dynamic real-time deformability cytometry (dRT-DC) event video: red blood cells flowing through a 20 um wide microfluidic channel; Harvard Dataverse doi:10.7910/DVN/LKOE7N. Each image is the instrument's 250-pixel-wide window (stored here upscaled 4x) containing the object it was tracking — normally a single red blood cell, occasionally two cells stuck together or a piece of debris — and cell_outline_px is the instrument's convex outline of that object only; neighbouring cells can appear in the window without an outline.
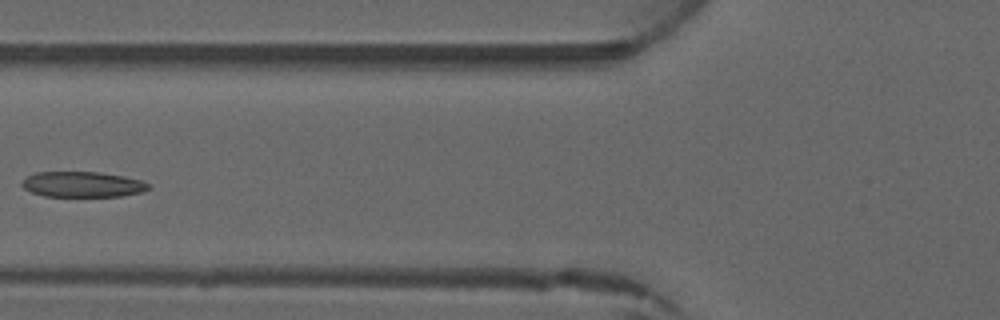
{"species": "common noctule bat (a hibernating species)", "species_latin": "Nyctalus noctula", "temperature_condition": "warm", "stored_images_in_passage": 5, "camera_frame_rate_fps": 3000, "um_per_image_px": 0.085, "animal": {"sex": "male", "forearm_length_mm": 52.5}, "frame": {"image": 1, "passage_image": 5, "time_ms": 5.0, "image_size_px": [1000, 320], "cell_outline_px": [[148, 188], [144, 192], [120, 196], [44, 196], [32, 192], [24, 188], [20, 184], [24, 176], [36, 172], [100, 172], [124, 176], [140, 180], [148, 184]], "centroid_in_image_um": [6.97, 15.66], "position_along_channel_um": 118.8, "area_um2": 18.84}}